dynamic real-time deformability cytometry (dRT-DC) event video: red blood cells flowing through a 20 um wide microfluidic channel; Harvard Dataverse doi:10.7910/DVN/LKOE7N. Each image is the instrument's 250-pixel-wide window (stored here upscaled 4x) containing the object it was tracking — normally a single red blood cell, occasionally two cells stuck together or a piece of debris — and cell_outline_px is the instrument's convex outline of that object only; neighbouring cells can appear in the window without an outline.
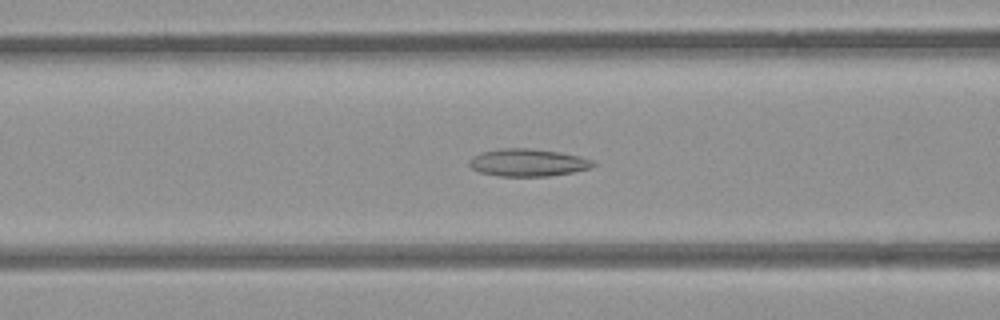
{"species": "common noctule bat (a hibernating species)", "species_latin": "Nyctalus noctula", "temperature_condition": "room temperature", "stored_images_in_passage": 54, "camera_frame_rate_fps": 3000, "um_per_image_px": 0.085, "animal": {"sex": "female", "body_mass_g": 21.9}, "frame": {"image": 1, "passage_image": 22, "time_ms": 7.0, "image_size_px": [1000, 320], "cell_outline_px": [[596, 164], [592, 168], [552, 176], [496, 176], [480, 172], [472, 168], [468, 164], [468, 160], [472, 156], [484, 152], [500, 148], [528, 148], [560, 152], [580, 156], [592, 160]], "centroid_in_image_um": [44.87, 13.82], "position_along_channel_um": 121.7, "area_um2": 19.94}}
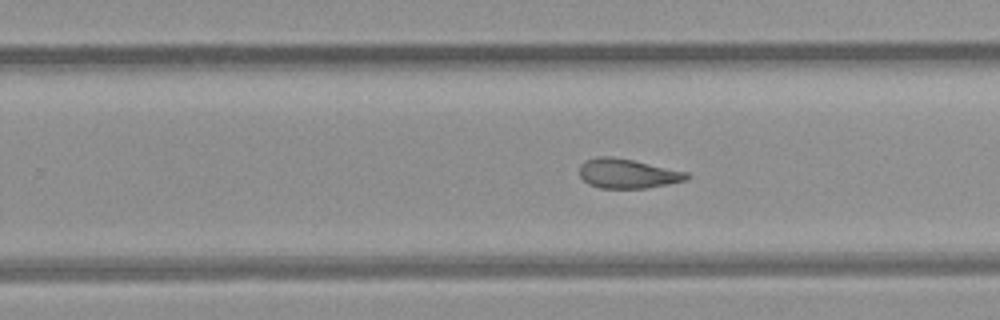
{"frame": {"image": 2, "passage_image": 34, "time_ms": 11.0, "image_size_px": [1000, 320], "cell_outline_px": [[692, 176], [688, 180], [648, 188], [600, 188], [588, 184], [580, 176], [580, 164], [588, 160], [600, 156], [612, 156], [632, 160], [688, 172]], "centroid_in_image_um": [53.38, 14.76], "position_along_channel_um": 276.4, "area_um2": 18.44}}
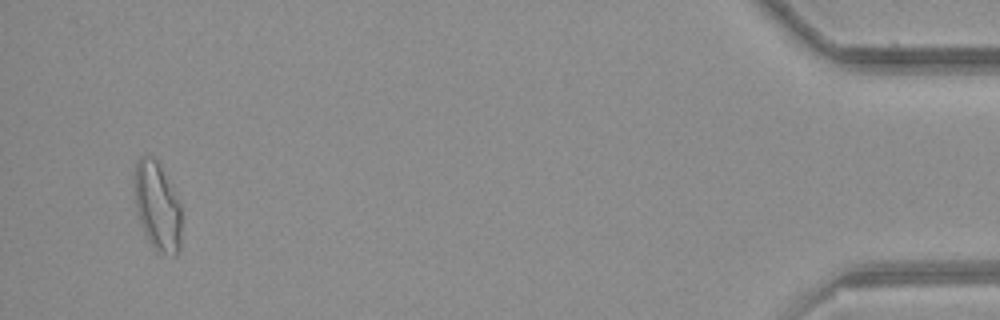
{"frame": {"image": 3, "passage_image": 52, "time_ms": 17.0, "image_size_px": [1000, 320], "cell_outline_px": [[180, 248], [176, 256], [172, 256], [156, 252], [148, 240], [144, 232], [136, 212], [132, 176], [136, 164], [140, 156], [152, 156], [156, 160], [180, 204]], "centroid_in_image_um": [13.33, 17.57], "position_along_channel_um": 421.9, "area_um2": 24.33}, "authors_computed_cell_mechanics": {"area_um2": 20.519, "velocity_mm_per_s": 3.8743, "shape_relaxation_time_tau1_ms": null, "shape_relaxation_time_tau2_ms": 3.0385, "deformation_change_tau1": null, "deformation_change_tau2": 0.11}}